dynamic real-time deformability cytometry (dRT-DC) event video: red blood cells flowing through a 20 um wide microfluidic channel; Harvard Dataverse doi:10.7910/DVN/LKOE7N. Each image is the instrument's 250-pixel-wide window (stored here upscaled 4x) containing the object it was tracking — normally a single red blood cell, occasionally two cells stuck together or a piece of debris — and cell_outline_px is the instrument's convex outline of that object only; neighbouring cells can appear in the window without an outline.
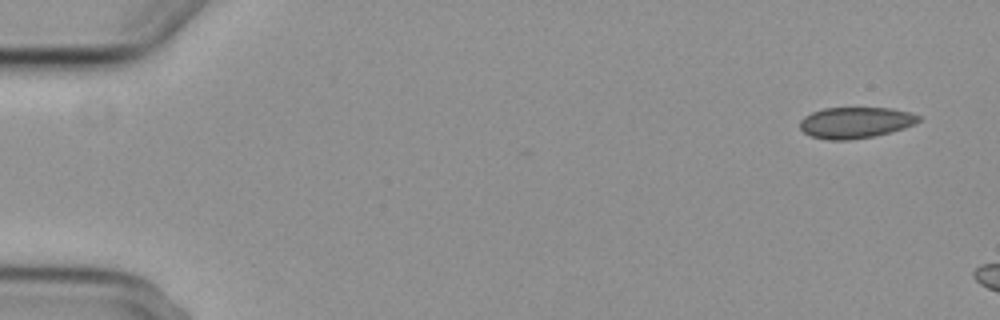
{"species": "common noctule bat (a hibernating species)", "species_latin": "Nyctalus noctula", "temperature_condition": "cold", "stored_images_in_passage": 3, "camera_frame_rate_fps": 3000, "um_per_image_px": 0.085, "animal": {"sex": "female", "body_mass_g": 29.2, "forearm_length_mm": 56.3}, "frame": {"image": 1, "passage_image": 1, "time_ms": 0.0, "image_size_px": [1000, 320], "cell_outline_px": [[920, 120], [916, 124], [904, 128], [872, 136], [848, 140], [828, 140], [812, 136], [804, 132], [800, 128], [800, 120], [804, 116], [812, 112], [824, 108], [892, 108], [912, 112], [920, 116]], "centroid_in_image_um": [72.73, 10.41], "position_along_channel_um": 12.3, "area_um2": 21.5}}